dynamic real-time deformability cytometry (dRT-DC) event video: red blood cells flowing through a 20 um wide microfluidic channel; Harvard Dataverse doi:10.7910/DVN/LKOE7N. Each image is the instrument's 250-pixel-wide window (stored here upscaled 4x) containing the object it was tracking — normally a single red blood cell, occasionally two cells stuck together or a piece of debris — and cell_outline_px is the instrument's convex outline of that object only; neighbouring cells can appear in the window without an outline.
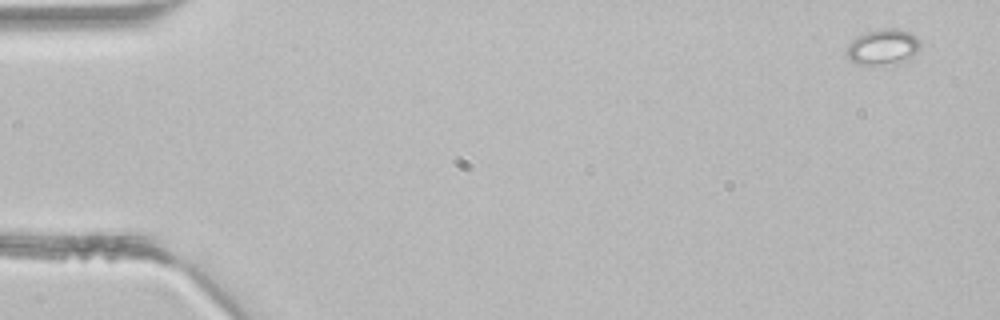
{"species": "common noctule bat (a hibernating species)", "species_latin": "Nyctalus noctula", "temperature_condition": "room temperature", "stored_images_in_passage": 4, "camera_frame_rate_fps": 3000, "um_per_image_px": 0.085, "animal": {"sex": "male", "body_mass_g": 21.5, "forearm_length_mm": 52.0}, "frame": {"image": 1, "passage_image": 4, "time_ms": 1.0, "image_size_px": [1000, 320], "cell_outline_px": [[920, 48], [912, 60], [876, 64], [860, 64], [852, 60], [844, 52], [848, 44], [852, 40], [868, 32], [880, 28], [896, 28], [908, 32], [916, 36], [920, 40]], "centroid_in_image_um": [75.09, 3.98], "position_along_channel_um": 9.9, "area_um2": 15.2}}